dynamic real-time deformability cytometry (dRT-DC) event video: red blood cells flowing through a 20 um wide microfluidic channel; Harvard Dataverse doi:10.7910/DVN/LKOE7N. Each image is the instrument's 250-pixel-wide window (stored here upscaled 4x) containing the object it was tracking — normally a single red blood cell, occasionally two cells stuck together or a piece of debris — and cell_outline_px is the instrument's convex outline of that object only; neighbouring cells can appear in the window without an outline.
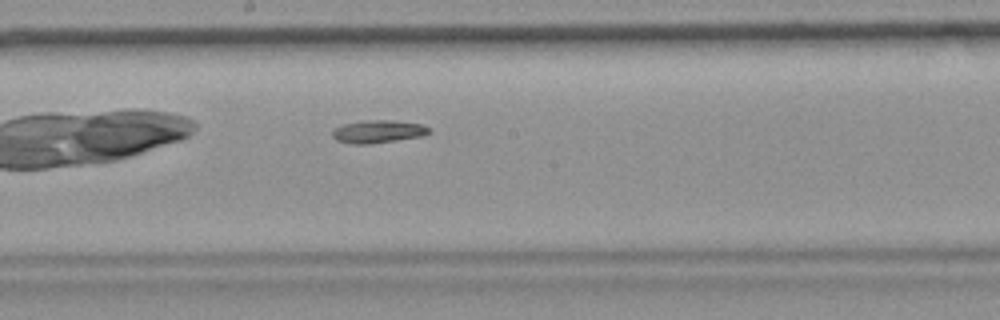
{"species": "common noctule bat (a hibernating species)", "species_latin": "Nyctalus noctula", "temperature_condition": "room temperature", "stored_images_in_passage": 32, "camera_frame_rate_fps": 3000, "um_per_image_px": 0.085, "animal": {"sex": "female", "body_mass_g": 19.9}, "frame": {"image": 1, "passage_image": 14, "time_ms": 4.333, "image_size_px": [1000, 320], "cell_outline_px": [[432, 132], [420, 136], [396, 140], [368, 144], [352, 144], [336, 140], [332, 136], [332, 128], [344, 124], [360, 120], [392, 120], [420, 124], [432, 128]], "centroid_in_image_um": [32.11, 11.17], "position_along_channel_um": 216.1, "area_um2": 12.95}}